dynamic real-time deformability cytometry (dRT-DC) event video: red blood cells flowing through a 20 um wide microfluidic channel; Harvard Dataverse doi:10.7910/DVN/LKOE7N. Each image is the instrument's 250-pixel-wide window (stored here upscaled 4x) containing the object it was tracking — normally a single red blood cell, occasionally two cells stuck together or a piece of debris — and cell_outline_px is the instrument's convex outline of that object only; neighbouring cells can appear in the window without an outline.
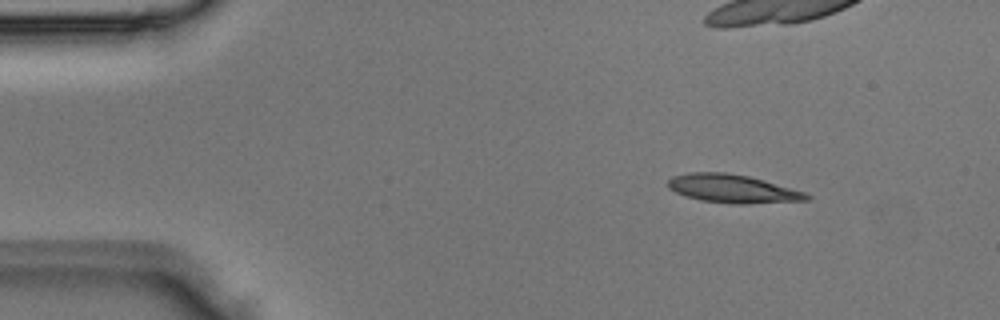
{"species": "Egyptian fruit bat (a non-hibernating species)", "species_latin": "Rousettus aegyptiacus", "temperature_condition": "room temperature", "stored_images_in_passage": 4, "camera_frame_rate_fps": 3000, "um_per_image_px": 0.085, "animal": {"sex": "male"}, "frame": {"image": 1, "passage_image": 1, "time_ms": 0.0, "image_size_px": [1000, 320], "cell_outline_px": [[812, 196], [808, 200], [744, 204], [736, 204], [700, 200], [676, 192], [668, 188], [668, 180], [672, 176], [688, 172], [724, 172], [748, 176], [764, 180], [804, 192]], "centroid_in_image_um": [62.26, 16.03], "position_along_channel_um": 22.7, "area_um2": 22.72}}